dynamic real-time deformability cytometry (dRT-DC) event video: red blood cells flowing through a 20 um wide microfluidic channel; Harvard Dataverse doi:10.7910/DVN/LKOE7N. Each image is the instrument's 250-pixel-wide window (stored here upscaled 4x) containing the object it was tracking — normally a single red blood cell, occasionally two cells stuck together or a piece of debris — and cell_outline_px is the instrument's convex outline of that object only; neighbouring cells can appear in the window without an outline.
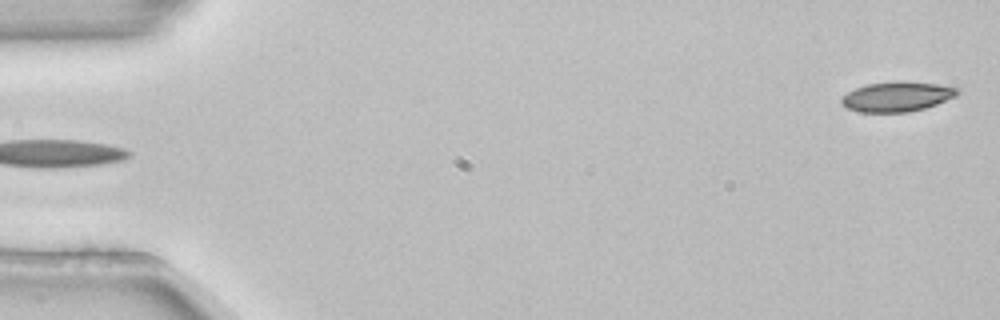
{"species": "common noctule bat (a hibernating species)", "species_latin": "Nyctalus noctula", "temperature_condition": "room temperature", "stored_images_in_passage": 4, "segment_of_instrument_passage": [2, 2], "camera_frame_rate_fps": 3000, "um_per_image_px": 0.085, "animal": {"sex": "female", "body_mass_g": 22.7, "forearm_length_mm": 54.2}, "frame": {"image": 1, "passage_image": 4, "time_ms": 1.0, "image_size_px": [1000, 320], "cell_outline_px": [[960, 92], [956, 96], [936, 104], [924, 108], [908, 112], [860, 112], [848, 108], [840, 100], [848, 92], [856, 88], [868, 84], [936, 84], [956, 88]], "centroid_in_image_um": [76.23, 8.27], "position_along_channel_um": 8.8, "area_um2": 18.96}}